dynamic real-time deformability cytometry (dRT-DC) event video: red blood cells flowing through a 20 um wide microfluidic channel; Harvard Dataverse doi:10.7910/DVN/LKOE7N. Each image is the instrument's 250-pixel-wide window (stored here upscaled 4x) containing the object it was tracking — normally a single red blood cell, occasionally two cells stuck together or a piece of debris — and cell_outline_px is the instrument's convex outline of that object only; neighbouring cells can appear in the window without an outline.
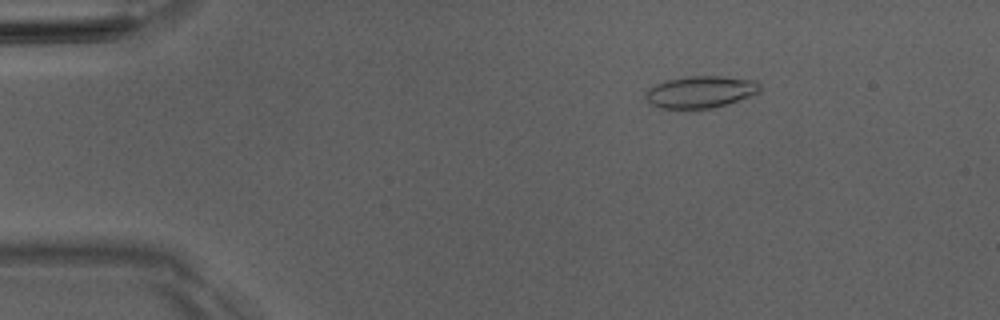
{"species": "Egyptian fruit bat (a non-hibernating species)", "species_latin": "Rousettus aegyptiacus", "temperature_condition": "room temperature", "stored_images_in_passage": 50, "camera_frame_rate_fps": 3000, "um_per_image_px": 0.085, "animal": {"sex": "male"}, "frame": {"image": 1, "passage_image": 7, "time_ms": 2.0, "image_size_px": [1000, 320], "cell_outline_px": [[760, 92], [712, 108], [660, 108], [648, 104], [644, 96], [644, 92], [648, 88], [664, 80], [688, 76], [720, 76], [756, 80], [760, 84]], "centroid_in_image_um": [59.47, 7.8], "position_along_channel_um": 25.5, "area_um2": 21.27}}
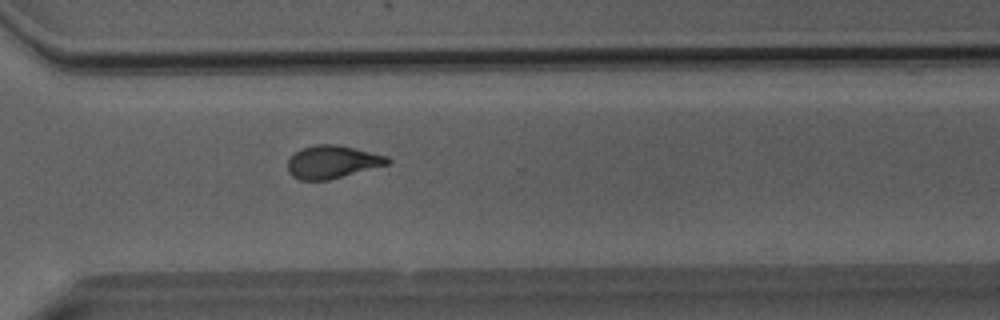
{"frame": {"image": 2, "passage_image": 36, "time_ms": 11.667, "image_size_px": [1000, 320], "cell_outline_px": [[392, 160], [388, 164], [328, 180], [300, 180], [292, 176], [288, 172], [288, 160], [300, 148], [312, 144], [336, 144], [388, 156]], "centroid_in_image_um": [28.23, 13.75], "position_along_channel_um": 342.4, "area_um2": 19.07}}
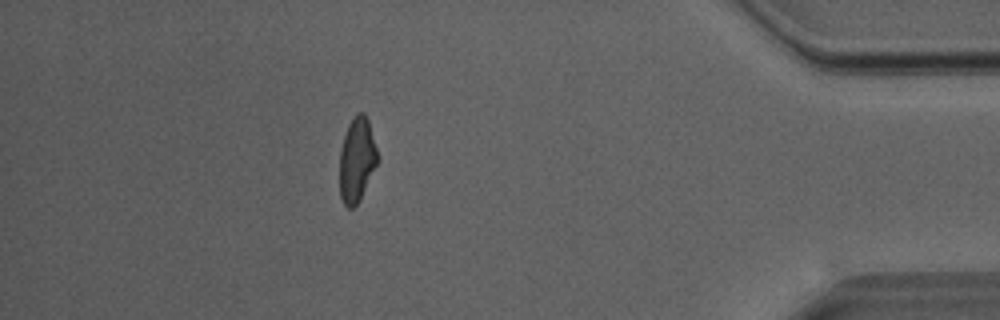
{"frame": {"image": 3, "passage_image": 44, "time_ms": 14.333, "image_size_px": [1000, 320], "cell_outline_px": [[376, 164], [356, 204], [352, 208], [348, 208], [344, 204], [340, 196], [340, 152], [344, 136], [348, 124], [356, 112], [364, 112], [368, 120], [376, 148]], "centroid_in_image_um": [30.29, 13.53], "position_along_channel_um": 404.9, "area_um2": 17.98}, "authors_computed_cell_mechanics": {"area_um2": 19.5653, "velocity_mm_per_s": 4.0596, "shape_relaxation_time_tau1_ms": 6.3896, "shape_relaxation_time_tau2_ms": 2.3847, "deformation_change_tau1": 0.1798, "deformation_change_tau2": 0.0919}}